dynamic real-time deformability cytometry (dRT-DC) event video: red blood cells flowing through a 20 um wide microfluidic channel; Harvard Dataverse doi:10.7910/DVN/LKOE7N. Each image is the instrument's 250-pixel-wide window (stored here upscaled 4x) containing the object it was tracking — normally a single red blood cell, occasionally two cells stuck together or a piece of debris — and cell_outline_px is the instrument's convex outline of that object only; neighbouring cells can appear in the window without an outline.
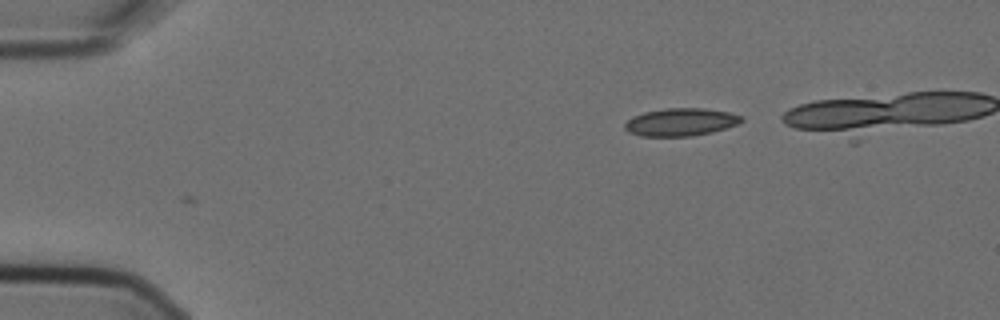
{"species": "Egyptian fruit bat (a non-hibernating species)", "species_latin": "Rousettus aegyptiacus", "temperature_condition": "cold", "stored_images_in_passage": 2, "camera_frame_rate_fps": 3000, "um_per_image_px": 0.085, "animal": {"sex": "female"}, "frame": {"image": 1, "passage_image": 2, "time_ms": 0.333, "image_size_px": [1000, 320], "cell_outline_px": [[744, 120], [736, 124], [712, 132], [692, 136], [640, 136], [628, 132], [624, 128], [624, 124], [632, 116], [644, 112], [664, 108], [704, 108], [728, 112], [744, 116]], "centroid_in_image_um": [57.84, 10.37], "position_along_channel_um": 27.2, "area_um2": 18.9}}